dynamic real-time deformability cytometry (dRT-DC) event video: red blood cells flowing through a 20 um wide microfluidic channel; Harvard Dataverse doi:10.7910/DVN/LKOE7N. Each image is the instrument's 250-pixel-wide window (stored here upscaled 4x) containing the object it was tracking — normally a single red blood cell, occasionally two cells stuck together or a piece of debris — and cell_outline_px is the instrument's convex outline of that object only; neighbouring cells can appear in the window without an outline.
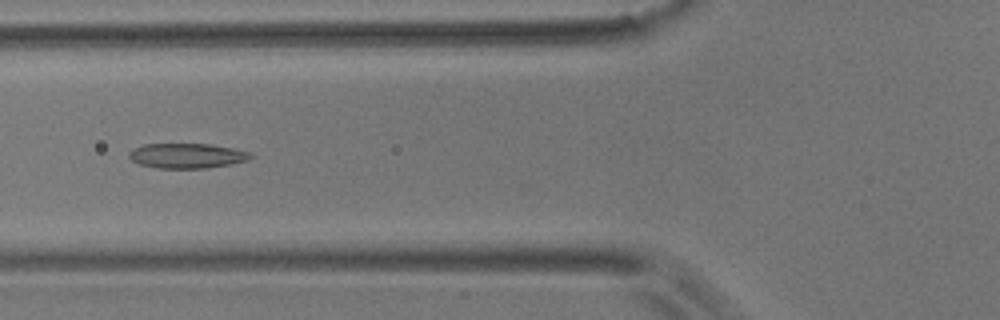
{"species": "common noctule bat (a hibernating species)", "species_latin": "Nyctalus noctula", "temperature_condition": "room temperature", "stored_images_in_passage": 7, "camera_frame_rate_fps": 3000, "um_per_image_px": 0.085, "animal": {"sex": "male", "body_mass_g": 17.9}, "frame": {"image": 1, "passage_image": 5, "time_ms": 5.333, "image_size_px": [1000, 320], "cell_outline_px": [[252, 156], [248, 160], [232, 164], [204, 168], [156, 168], [140, 164], [132, 160], [128, 156], [128, 152], [132, 148], [144, 144], [208, 144], [232, 148], [252, 152]], "centroid_in_image_um": [15.87, 13.23], "position_along_channel_um": 109.9, "area_um2": 17.69}}
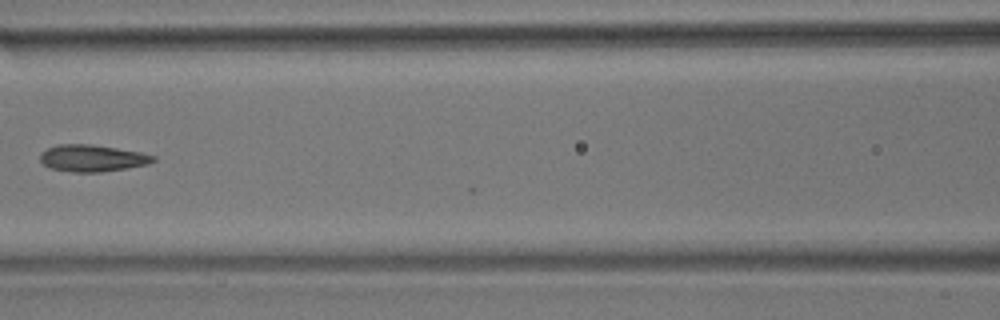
{"frame": {"image": 2, "passage_image": 6, "time_ms": 6.667, "image_size_px": [1000, 320], "cell_outline_px": [[156, 160], [148, 164], [100, 172], [72, 172], [48, 168], [40, 160], [40, 152], [56, 144], [88, 144], [116, 148], [140, 152], [156, 156]], "centroid_in_image_um": [7.81, 13.44], "position_along_channel_um": 158.8, "area_um2": 17.63}}